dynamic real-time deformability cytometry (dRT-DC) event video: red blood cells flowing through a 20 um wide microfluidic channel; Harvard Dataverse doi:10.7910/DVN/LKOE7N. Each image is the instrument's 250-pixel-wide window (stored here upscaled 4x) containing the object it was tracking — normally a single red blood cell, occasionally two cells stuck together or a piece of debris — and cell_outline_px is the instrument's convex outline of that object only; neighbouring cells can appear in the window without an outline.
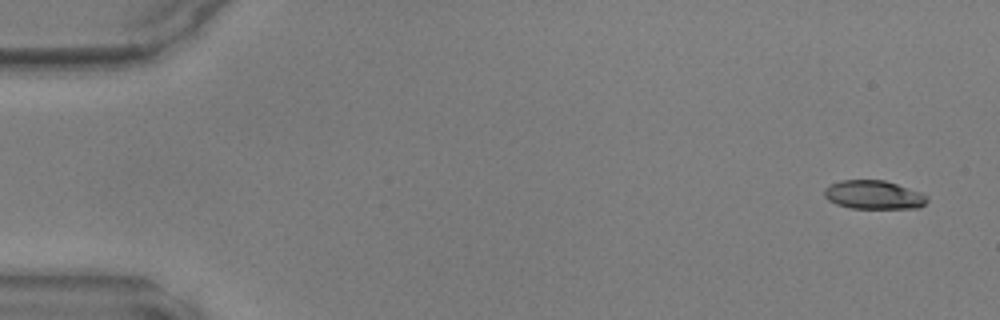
{"species": "common noctule bat (a hibernating species)", "species_latin": "Nyctalus noctula", "temperature_condition": "warm", "stored_images_in_passage": 46, "camera_frame_rate_fps": 3000, "um_per_image_px": 0.085, "animal": {"sex": "male", "body_mass_g": 17.9, "forearm_length_mm": 54.2}, "frame": {"image": 1, "passage_image": 1, "time_ms": 0.0, "image_size_px": [1000, 320], "cell_outline_px": [[928, 200], [920, 208], [852, 208], [836, 204], [828, 200], [824, 196], [824, 188], [840, 180], [884, 180], [920, 192], [928, 196]], "centroid_in_image_um": [74.26, 16.56], "position_along_channel_um": 10.7, "area_um2": 17.11}}
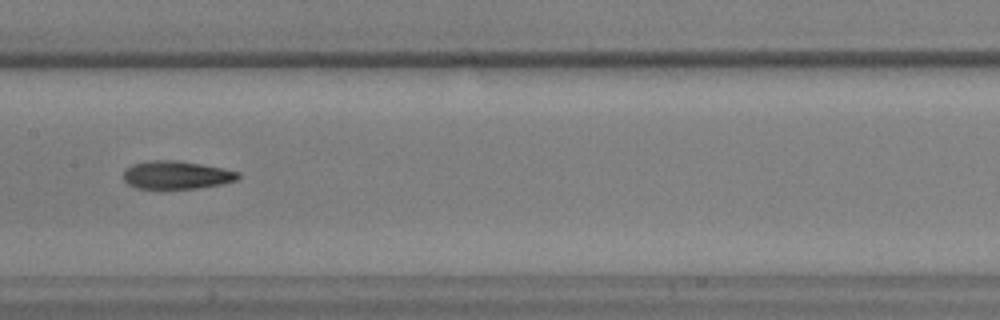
{"frame": {"image": 2, "passage_image": 23, "time_ms": 7.333, "image_size_px": [1000, 320], "cell_outline_px": [[240, 176], [236, 180], [220, 184], [196, 188], [160, 192], [136, 188], [128, 184], [124, 180], [124, 172], [132, 164], [148, 160], [176, 160], [224, 168], [240, 172]], "centroid_in_image_um": [14.96, 14.92], "position_along_channel_um": 192.4, "area_um2": 19.48}}
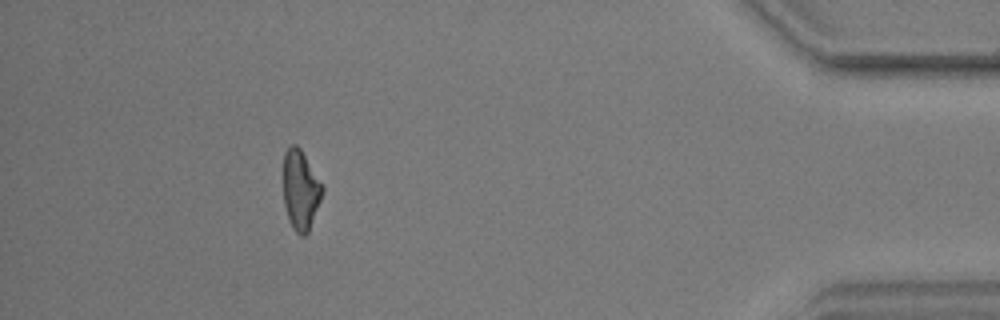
{"frame": {"image": 3, "passage_image": 42, "time_ms": 13.667, "image_size_px": [1000, 320], "cell_outline_px": [[324, 192], [308, 232], [304, 236], [300, 236], [292, 228], [288, 220], [284, 204], [284, 152], [292, 144], [296, 144], [300, 148], [324, 184]], "centroid_in_image_um": [25.57, 16.15], "position_along_channel_um": 409.6, "area_um2": 18.38}}